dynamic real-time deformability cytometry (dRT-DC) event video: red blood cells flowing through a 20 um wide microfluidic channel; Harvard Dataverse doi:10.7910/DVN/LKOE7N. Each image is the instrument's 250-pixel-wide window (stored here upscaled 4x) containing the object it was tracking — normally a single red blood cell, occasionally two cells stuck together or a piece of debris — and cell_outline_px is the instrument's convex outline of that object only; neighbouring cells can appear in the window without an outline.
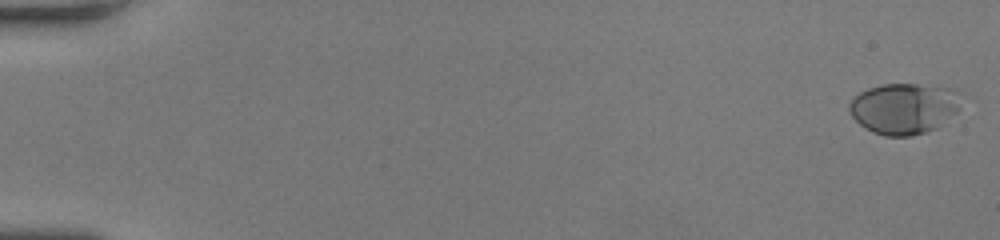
{"species": "human", "species_latin": "Homo sapiens", "temperature_condition": "room temperature", "stored_images_in_passage": 51, "camera_frame_rate_fps": 3000, "um_per_image_px": 0.085, "donor": {"sex": "female"}, "frame": {"image": 1, "passage_image": 1, "time_ms": 0.0, "image_size_px": [1000, 240], "cell_outline_px": [[960, 108], [956, 112], [936, 128], [912, 136], [884, 136], [872, 132], [860, 124], [852, 116], [848, 108], [848, 104], [852, 96], [868, 88], [884, 84], [916, 84], [956, 88]], "centroid_in_image_um": [76.8, 9.21], "position_along_channel_um": 8.2, "area_um2": 33.23}}
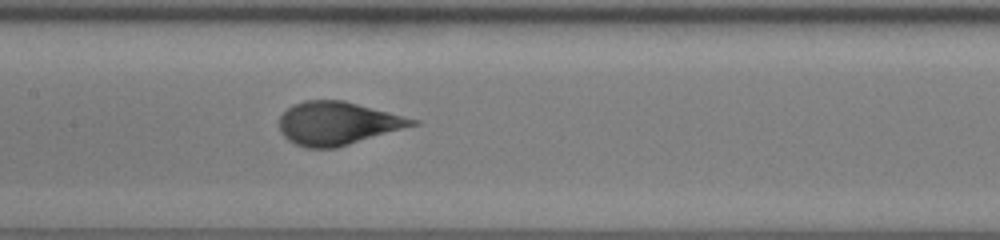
{"frame": {"image": 2, "passage_image": 27, "time_ms": 8.667, "image_size_px": [1000, 240], "cell_outline_px": [[420, 124], [336, 148], [304, 148], [288, 140], [280, 132], [280, 116], [292, 104], [304, 100], [344, 100], [420, 120]], "centroid_in_image_um": [28.7, 10.48], "position_along_channel_um": 178.7, "area_um2": 33.58}}
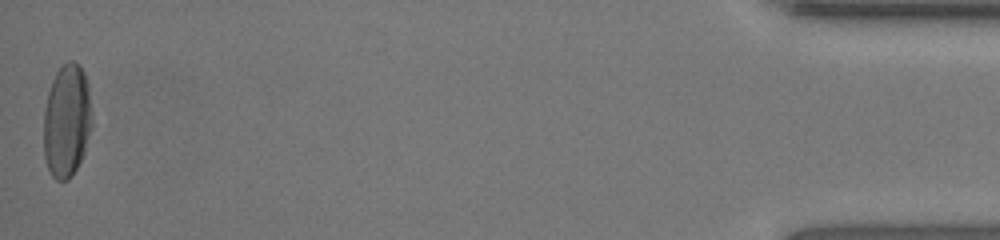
{"frame": {"image": 3, "passage_image": 51, "time_ms": 16.667, "image_size_px": [1000, 240], "cell_outline_px": [[92, 128], [84, 152], [72, 176], [68, 180], [56, 180], [52, 176], [48, 168], [44, 156], [44, 108], [48, 92], [52, 80], [56, 72], [68, 60], [72, 60], [80, 64], [84, 72], [88, 84], [92, 112]], "centroid_in_image_um": [5.69, 10.25], "position_along_channel_um": 429.5, "area_um2": 32.19}, "authors_computed_cell_mechanics": {"area_um2": 32.1946, "velocity_mm_per_s": 4.2348, "shape_relaxation_time_tau1_ms": 4.0649, "shape_relaxation_time_tau2_ms": null, "deformation_change_tau1": 0.194, "deformation_change_tau2": null}}